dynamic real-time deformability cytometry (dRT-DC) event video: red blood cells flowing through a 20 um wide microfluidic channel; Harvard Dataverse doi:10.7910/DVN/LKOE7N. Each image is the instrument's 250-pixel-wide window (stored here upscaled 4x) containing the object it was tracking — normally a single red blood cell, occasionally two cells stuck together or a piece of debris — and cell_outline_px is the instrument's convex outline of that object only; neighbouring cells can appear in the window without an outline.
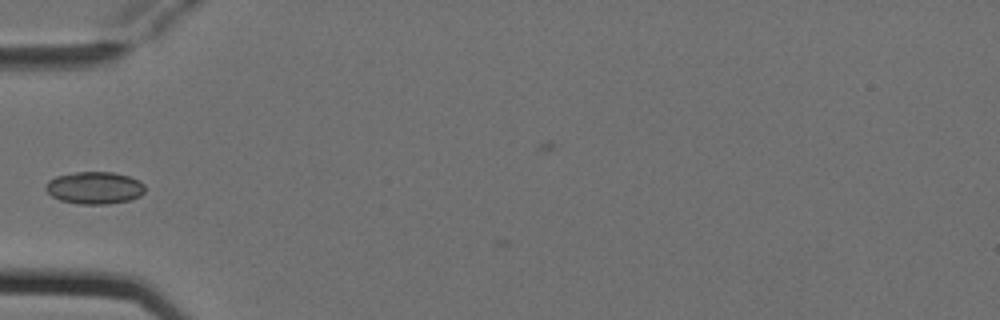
{"species": "Egyptian fruit bat (a non-hibernating species)", "species_latin": "Rousettus aegyptiacus", "temperature_condition": "cold", "stored_images_in_passage": 4, "camera_frame_rate_fps": 3000, "um_per_image_px": 0.085, "animal": {"sex": "female"}, "frame": {"image": 1, "passage_image": 3, "time_ms": 0.667, "image_size_px": [1000, 320], "cell_outline_px": [[144, 192], [140, 196], [128, 200], [108, 204], [80, 204], [60, 200], [52, 196], [44, 188], [44, 184], [48, 180], [56, 176], [76, 172], [112, 172], [128, 176], [140, 180], [144, 184]], "centroid_in_image_um": [8.02, 15.96], "position_along_channel_um": 77.0, "area_um2": 18.73}}
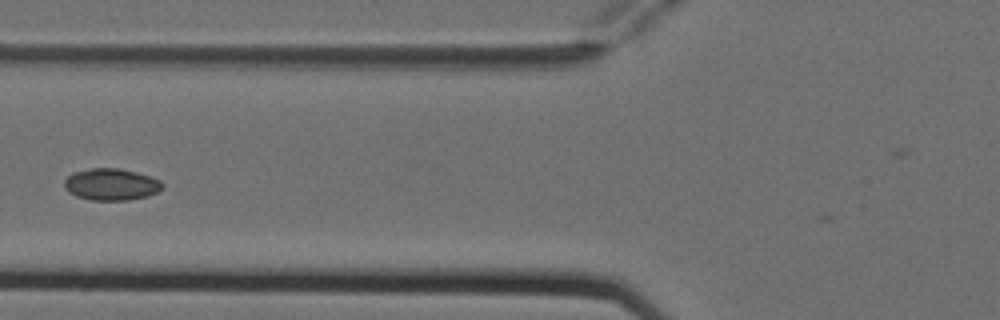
{"frame": {"image": 2, "passage_image": 4, "time_ms": 1.0, "image_size_px": [1000, 320], "cell_outline_px": [[164, 188], [148, 196], [128, 200], [92, 200], [76, 196], [68, 192], [64, 188], [64, 180], [72, 172], [92, 168], [116, 168], [136, 172], [160, 180], [164, 184]], "centroid_in_image_um": [9.44, 15.68], "position_along_channel_um": 116.4, "area_um2": 18.21}}